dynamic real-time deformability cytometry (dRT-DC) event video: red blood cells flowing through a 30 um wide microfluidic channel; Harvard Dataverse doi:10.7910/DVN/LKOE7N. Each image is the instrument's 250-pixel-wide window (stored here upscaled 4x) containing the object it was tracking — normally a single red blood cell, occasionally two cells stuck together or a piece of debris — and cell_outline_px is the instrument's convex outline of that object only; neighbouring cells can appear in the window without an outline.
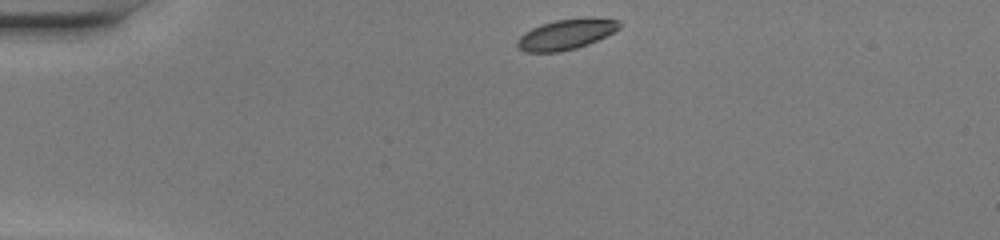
{"species": "common noctule bat (a hibernating species)", "species_latin": "Nyctalus noctula", "temperature_condition": "warm", "stored_images_in_passage": 40, "camera_frame_rate_fps": 3000, "um_per_image_px": 0.085, "animal": {"sex": "female", "body_mass_g": 20.0, "forearm_length_mm": 54.0}, "frame": {"image": 1, "passage_image": 1, "time_ms": 0.0, "image_size_px": [1000, 240], "cell_outline_px": [[620, 28], [588, 44], [576, 48], [560, 52], [524, 52], [516, 44], [516, 40], [524, 32], [540, 24], [556, 20], [620, 20]], "centroid_in_image_um": [48.01, 2.97], "position_along_channel_um": 37.0, "area_um2": 17.28}}
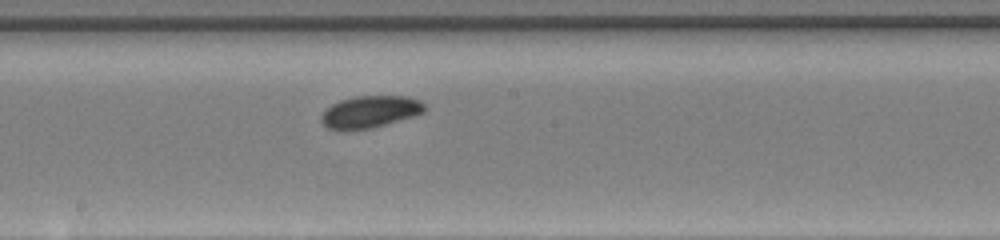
{"frame": {"image": 2, "passage_image": 18, "time_ms": 5.667, "image_size_px": [1000, 240], "cell_outline_px": [[428, 108], [424, 112], [412, 116], [372, 128], [328, 128], [320, 120], [320, 116], [332, 104], [340, 100], [356, 96], [408, 96], [420, 100]], "centroid_in_image_um": [31.5, 9.47], "position_along_channel_um": 216.7, "area_um2": 18.84}}
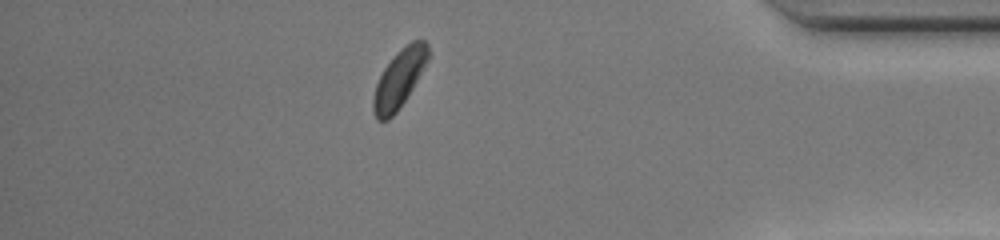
{"frame": {"image": 3, "passage_image": 34, "time_ms": 11.0, "image_size_px": [1000, 240], "cell_outline_px": [[428, 60], [412, 88], [396, 112], [388, 120], [376, 120], [372, 112], [372, 100], [376, 84], [384, 68], [396, 52], [400, 48], [412, 40], [424, 40], [428, 44]], "centroid_in_image_um": [33.9, 6.69], "position_along_channel_um": 401.3, "area_um2": 18.38}, "authors_computed_cell_mechanics": {"area_um2": 18.8717, "velocity_mm_per_s": 4.0838, "shape_relaxation_time_tau1_ms": 4.5094, "shape_relaxation_time_tau2_ms": null, "deformation_change_tau1": 0.1039, "deformation_change_tau2": null}}